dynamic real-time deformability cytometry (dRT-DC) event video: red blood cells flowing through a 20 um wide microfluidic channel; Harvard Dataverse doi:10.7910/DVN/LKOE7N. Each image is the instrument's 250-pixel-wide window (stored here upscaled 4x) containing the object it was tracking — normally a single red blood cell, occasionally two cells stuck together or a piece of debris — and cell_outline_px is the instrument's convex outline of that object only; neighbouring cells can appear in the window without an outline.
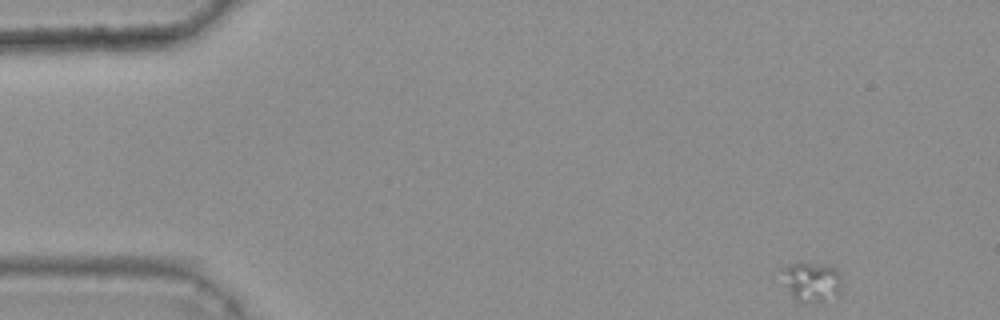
{"species": "common noctule bat (a hibernating species)", "species_latin": "Nyctalus noctula", "temperature_condition": "warm", "stored_images_in_passage": 43, "camera_frame_rate_fps": 3000, "um_per_image_px": 0.085, "animal": {"sex": "female", "body_mass_g": 25.1}, "frame": {"image": 1, "passage_image": 1, "time_ms": 0.0, "image_size_px": [1000, 320], "cell_outline_px": [[840, 296], [804, 304], [796, 300], [792, 296], [772, 272], [776, 268], [788, 264], [832, 264], [840, 272]], "centroid_in_image_um": [68.84, 23.92], "position_along_channel_um": 16.2, "area_um2": 14.85}}
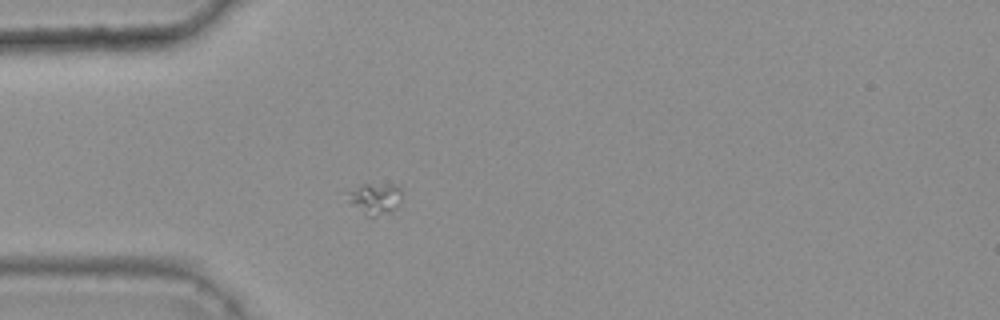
{"frame": {"image": 2, "passage_image": 12, "time_ms": 3.667, "image_size_px": [1000, 320], "cell_outline_px": [[400, 200], [396, 208], [392, 212], [368, 220], [348, 204], [344, 192], [360, 184], [396, 184], [400, 188]], "centroid_in_image_um": [31.77, 16.94], "position_along_channel_um": 53.2, "area_um2": 10.81}}
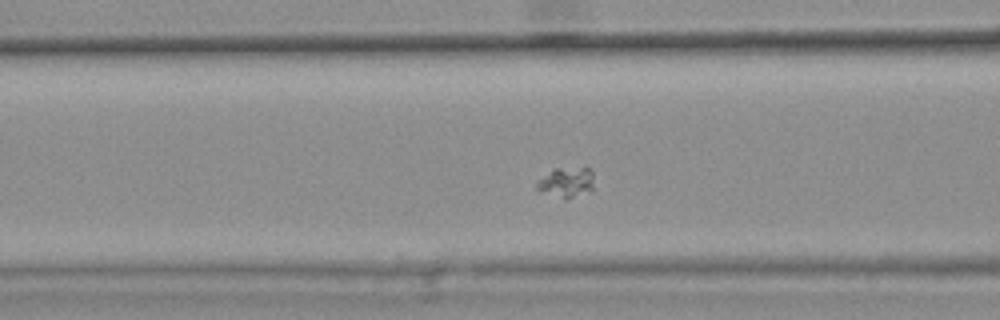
{"frame": {"image": 3, "passage_image": 18, "time_ms": 5.667, "image_size_px": [1000, 320], "cell_outline_px": [[592, 192], [564, 200], [536, 188], [536, 180], [556, 168], [592, 168]], "centroid_in_image_um": [48.16, 15.51], "position_along_channel_um": 118.4, "area_um2": 10.06}}